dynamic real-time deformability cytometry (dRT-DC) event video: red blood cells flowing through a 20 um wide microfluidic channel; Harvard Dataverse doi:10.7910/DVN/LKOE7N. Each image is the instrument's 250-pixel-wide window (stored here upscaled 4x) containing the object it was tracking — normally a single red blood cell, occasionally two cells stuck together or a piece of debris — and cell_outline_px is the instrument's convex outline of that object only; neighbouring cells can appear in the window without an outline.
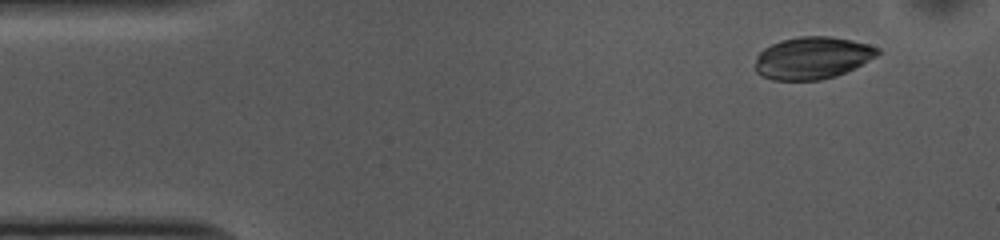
{"species": "common noctule bat (a hibernating species)", "species_latin": "Nyctalus noctula", "temperature_condition": "cold", "stored_images_in_passage": 9, "camera_frame_rate_fps": 3000, "um_per_image_px": 0.085, "animal": {"sex": "female", "body_mass_g": 10.0, "forearm_length_mm": 53.1}, "frame": {"image": 1, "passage_image": 4, "time_ms": 1.0, "image_size_px": [1000, 240], "cell_outline_px": [[880, 52], [876, 56], [836, 76], [820, 80], [772, 80], [760, 76], [756, 72], [756, 56], [764, 48], [772, 44], [784, 40], [800, 36], [832, 36], [852, 40], [868, 44], [880, 48]], "centroid_in_image_um": [69.03, 4.92], "position_along_channel_um": 16.0, "area_um2": 29.94}}